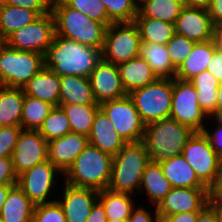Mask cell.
<instances>
[{"label":"cell","mask_w":222,"mask_h":222,"mask_svg":"<svg viewBox=\"0 0 222 222\" xmlns=\"http://www.w3.org/2000/svg\"><path fill=\"white\" fill-rule=\"evenodd\" d=\"M141 41L166 45L174 34V24L153 19L135 18Z\"/></svg>","instance_id":"35"},{"label":"cell","mask_w":222,"mask_h":222,"mask_svg":"<svg viewBox=\"0 0 222 222\" xmlns=\"http://www.w3.org/2000/svg\"><path fill=\"white\" fill-rule=\"evenodd\" d=\"M173 79L159 78L147 86L133 90L132 98L143 123L170 118Z\"/></svg>","instance_id":"7"},{"label":"cell","mask_w":222,"mask_h":222,"mask_svg":"<svg viewBox=\"0 0 222 222\" xmlns=\"http://www.w3.org/2000/svg\"><path fill=\"white\" fill-rule=\"evenodd\" d=\"M31 222H66L65 214L57 201L35 205Z\"/></svg>","instance_id":"41"},{"label":"cell","mask_w":222,"mask_h":222,"mask_svg":"<svg viewBox=\"0 0 222 222\" xmlns=\"http://www.w3.org/2000/svg\"><path fill=\"white\" fill-rule=\"evenodd\" d=\"M88 140L91 145L112 157L126 144L114 129L112 121L101 109L95 114Z\"/></svg>","instance_id":"20"},{"label":"cell","mask_w":222,"mask_h":222,"mask_svg":"<svg viewBox=\"0 0 222 222\" xmlns=\"http://www.w3.org/2000/svg\"><path fill=\"white\" fill-rule=\"evenodd\" d=\"M127 193H117L104 189L99 191L98 200L102 203L106 211L107 219L128 220L135 207L134 198Z\"/></svg>","instance_id":"33"},{"label":"cell","mask_w":222,"mask_h":222,"mask_svg":"<svg viewBox=\"0 0 222 222\" xmlns=\"http://www.w3.org/2000/svg\"><path fill=\"white\" fill-rule=\"evenodd\" d=\"M209 118L212 117L214 120H216V125H219L222 127V109H216L210 116Z\"/></svg>","instance_id":"56"},{"label":"cell","mask_w":222,"mask_h":222,"mask_svg":"<svg viewBox=\"0 0 222 222\" xmlns=\"http://www.w3.org/2000/svg\"><path fill=\"white\" fill-rule=\"evenodd\" d=\"M56 35L102 51L107 26L67 6L62 0H52Z\"/></svg>","instance_id":"2"},{"label":"cell","mask_w":222,"mask_h":222,"mask_svg":"<svg viewBox=\"0 0 222 222\" xmlns=\"http://www.w3.org/2000/svg\"><path fill=\"white\" fill-rule=\"evenodd\" d=\"M53 107L46 101L25 95L21 116L22 129L38 130Z\"/></svg>","instance_id":"36"},{"label":"cell","mask_w":222,"mask_h":222,"mask_svg":"<svg viewBox=\"0 0 222 222\" xmlns=\"http://www.w3.org/2000/svg\"><path fill=\"white\" fill-rule=\"evenodd\" d=\"M149 0H133L136 7L139 9L143 4H145Z\"/></svg>","instance_id":"59"},{"label":"cell","mask_w":222,"mask_h":222,"mask_svg":"<svg viewBox=\"0 0 222 222\" xmlns=\"http://www.w3.org/2000/svg\"><path fill=\"white\" fill-rule=\"evenodd\" d=\"M55 30V18L50 11L41 15L34 22L14 31L5 40L11 48L23 51H32L45 55L52 45Z\"/></svg>","instance_id":"12"},{"label":"cell","mask_w":222,"mask_h":222,"mask_svg":"<svg viewBox=\"0 0 222 222\" xmlns=\"http://www.w3.org/2000/svg\"><path fill=\"white\" fill-rule=\"evenodd\" d=\"M217 109H222V83L218 87Z\"/></svg>","instance_id":"58"},{"label":"cell","mask_w":222,"mask_h":222,"mask_svg":"<svg viewBox=\"0 0 222 222\" xmlns=\"http://www.w3.org/2000/svg\"><path fill=\"white\" fill-rule=\"evenodd\" d=\"M182 155L199 180L209 189L220 174L222 161L202 132L192 135L184 146Z\"/></svg>","instance_id":"9"},{"label":"cell","mask_w":222,"mask_h":222,"mask_svg":"<svg viewBox=\"0 0 222 222\" xmlns=\"http://www.w3.org/2000/svg\"><path fill=\"white\" fill-rule=\"evenodd\" d=\"M108 17L113 22H132L138 15V8L133 0H101Z\"/></svg>","instance_id":"39"},{"label":"cell","mask_w":222,"mask_h":222,"mask_svg":"<svg viewBox=\"0 0 222 222\" xmlns=\"http://www.w3.org/2000/svg\"><path fill=\"white\" fill-rule=\"evenodd\" d=\"M197 222H219L216 211L209 203L199 211Z\"/></svg>","instance_id":"51"},{"label":"cell","mask_w":222,"mask_h":222,"mask_svg":"<svg viewBox=\"0 0 222 222\" xmlns=\"http://www.w3.org/2000/svg\"><path fill=\"white\" fill-rule=\"evenodd\" d=\"M140 33L134 21L113 22L105 33L102 59L119 65L140 55Z\"/></svg>","instance_id":"8"},{"label":"cell","mask_w":222,"mask_h":222,"mask_svg":"<svg viewBox=\"0 0 222 222\" xmlns=\"http://www.w3.org/2000/svg\"><path fill=\"white\" fill-rule=\"evenodd\" d=\"M22 130L21 126H4L0 129V157L12 156Z\"/></svg>","instance_id":"42"},{"label":"cell","mask_w":222,"mask_h":222,"mask_svg":"<svg viewBox=\"0 0 222 222\" xmlns=\"http://www.w3.org/2000/svg\"><path fill=\"white\" fill-rule=\"evenodd\" d=\"M64 185L63 196L56 201L65 214L66 222H86L93 205L98 201L99 191L67 183Z\"/></svg>","instance_id":"18"},{"label":"cell","mask_w":222,"mask_h":222,"mask_svg":"<svg viewBox=\"0 0 222 222\" xmlns=\"http://www.w3.org/2000/svg\"><path fill=\"white\" fill-rule=\"evenodd\" d=\"M35 205L16 184L3 203L0 217L3 222H31Z\"/></svg>","instance_id":"26"},{"label":"cell","mask_w":222,"mask_h":222,"mask_svg":"<svg viewBox=\"0 0 222 222\" xmlns=\"http://www.w3.org/2000/svg\"><path fill=\"white\" fill-rule=\"evenodd\" d=\"M106 222H127V220H114V219H107Z\"/></svg>","instance_id":"60"},{"label":"cell","mask_w":222,"mask_h":222,"mask_svg":"<svg viewBox=\"0 0 222 222\" xmlns=\"http://www.w3.org/2000/svg\"><path fill=\"white\" fill-rule=\"evenodd\" d=\"M11 157L19 176L34 165L48 160V142L38 130H22Z\"/></svg>","instance_id":"14"},{"label":"cell","mask_w":222,"mask_h":222,"mask_svg":"<svg viewBox=\"0 0 222 222\" xmlns=\"http://www.w3.org/2000/svg\"><path fill=\"white\" fill-rule=\"evenodd\" d=\"M195 41L186 38L183 35L173 34L170 41L166 44L168 54L172 64L178 68L182 62L191 54Z\"/></svg>","instance_id":"40"},{"label":"cell","mask_w":222,"mask_h":222,"mask_svg":"<svg viewBox=\"0 0 222 222\" xmlns=\"http://www.w3.org/2000/svg\"><path fill=\"white\" fill-rule=\"evenodd\" d=\"M2 2L15 7L31 9L41 16L51 11L52 0H3Z\"/></svg>","instance_id":"43"},{"label":"cell","mask_w":222,"mask_h":222,"mask_svg":"<svg viewBox=\"0 0 222 222\" xmlns=\"http://www.w3.org/2000/svg\"><path fill=\"white\" fill-rule=\"evenodd\" d=\"M153 214L148 211V209L144 207H134L130 217L128 218L127 222H160V217L158 215L157 209L153 210Z\"/></svg>","instance_id":"45"},{"label":"cell","mask_w":222,"mask_h":222,"mask_svg":"<svg viewBox=\"0 0 222 222\" xmlns=\"http://www.w3.org/2000/svg\"><path fill=\"white\" fill-rule=\"evenodd\" d=\"M67 6L87 15L92 20L104 23L107 27L113 23L108 17L101 0H62Z\"/></svg>","instance_id":"38"},{"label":"cell","mask_w":222,"mask_h":222,"mask_svg":"<svg viewBox=\"0 0 222 222\" xmlns=\"http://www.w3.org/2000/svg\"><path fill=\"white\" fill-rule=\"evenodd\" d=\"M106 211L102 203L98 200L90 212L86 222H106Z\"/></svg>","instance_id":"50"},{"label":"cell","mask_w":222,"mask_h":222,"mask_svg":"<svg viewBox=\"0 0 222 222\" xmlns=\"http://www.w3.org/2000/svg\"><path fill=\"white\" fill-rule=\"evenodd\" d=\"M148 152L142 141L126 143L113 156L108 189L117 193L138 194L145 166L149 163ZM138 190V191H136Z\"/></svg>","instance_id":"5"},{"label":"cell","mask_w":222,"mask_h":222,"mask_svg":"<svg viewBox=\"0 0 222 222\" xmlns=\"http://www.w3.org/2000/svg\"><path fill=\"white\" fill-rule=\"evenodd\" d=\"M63 104H97L89 77L65 75L60 77L58 106Z\"/></svg>","instance_id":"25"},{"label":"cell","mask_w":222,"mask_h":222,"mask_svg":"<svg viewBox=\"0 0 222 222\" xmlns=\"http://www.w3.org/2000/svg\"><path fill=\"white\" fill-rule=\"evenodd\" d=\"M97 104L125 97L117 65L101 59L89 76Z\"/></svg>","instance_id":"17"},{"label":"cell","mask_w":222,"mask_h":222,"mask_svg":"<svg viewBox=\"0 0 222 222\" xmlns=\"http://www.w3.org/2000/svg\"><path fill=\"white\" fill-rule=\"evenodd\" d=\"M215 37L219 47L222 48V24L216 27Z\"/></svg>","instance_id":"57"},{"label":"cell","mask_w":222,"mask_h":222,"mask_svg":"<svg viewBox=\"0 0 222 222\" xmlns=\"http://www.w3.org/2000/svg\"><path fill=\"white\" fill-rule=\"evenodd\" d=\"M45 67L44 55L0 45V84L23 88L25 84Z\"/></svg>","instance_id":"6"},{"label":"cell","mask_w":222,"mask_h":222,"mask_svg":"<svg viewBox=\"0 0 222 222\" xmlns=\"http://www.w3.org/2000/svg\"><path fill=\"white\" fill-rule=\"evenodd\" d=\"M217 213L219 222H222V201H208Z\"/></svg>","instance_id":"55"},{"label":"cell","mask_w":222,"mask_h":222,"mask_svg":"<svg viewBox=\"0 0 222 222\" xmlns=\"http://www.w3.org/2000/svg\"><path fill=\"white\" fill-rule=\"evenodd\" d=\"M139 56L147 61L158 79L175 77L177 68L172 64L166 45L141 41Z\"/></svg>","instance_id":"28"},{"label":"cell","mask_w":222,"mask_h":222,"mask_svg":"<svg viewBox=\"0 0 222 222\" xmlns=\"http://www.w3.org/2000/svg\"><path fill=\"white\" fill-rule=\"evenodd\" d=\"M22 88L0 87V123L4 126H21L24 102Z\"/></svg>","instance_id":"29"},{"label":"cell","mask_w":222,"mask_h":222,"mask_svg":"<svg viewBox=\"0 0 222 222\" xmlns=\"http://www.w3.org/2000/svg\"><path fill=\"white\" fill-rule=\"evenodd\" d=\"M208 201H222V168L214 184L209 188Z\"/></svg>","instance_id":"52"},{"label":"cell","mask_w":222,"mask_h":222,"mask_svg":"<svg viewBox=\"0 0 222 222\" xmlns=\"http://www.w3.org/2000/svg\"><path fill=\"white\" fill-rule=\"evenodd\" d=\"M18 175L14 169L12 157H0V185H16Z\"/></svg>","instance_id":"44"},{"label":"cell","mask_w":222,"mask_h":222,"mask_svg":"<svg viewBox=\"0 0 222 222\" xmlns=\"http://www.w3.org/2000/svg\"><path fill=\"white\" fill-rule=\"evenodd\" d=\"M183 7V0H149L138 9L136 18H153L174 24Z\"/></svg>","instance_id":"32"},{"label":"cell","mask_w":222,"mask_h":222,"mask_svg":"<svg viewBox=\"0 0 222 222\" xmlns=\"http://www.w3.org/2000/svg\"><path fill=\"white\" fill-rule=\"evenodd\" d=\"M25 95L58 106L60 95V77L52 70L43 67L22 88Z\"/></svg>","instance_id":"22"},{"label":"cell","mask_w":222,"mask_h":222,"mask_svg":"<svg viewBox=\"0 0 222 222\" xmlns=\"http://www.w3.org/2000/svg\"><path fill=\"white\" fill-rule=\"evenodd\" d=\"M88 144V136L69 132L48 142V160L64 174Z\"/></svg>","instance_id":"19"},{"label":"cell","mask_w":222,"mask_h":222,"mask_svg":"<svg viewBox=\"0 0 222 222\" xmlns=\"http://www.w3.org/2000/svg\"><path fill=\"white\" fill-rule=\"evenodd\" d=\"M171 189L172 186L164 176L160 164L149 162L142 175L139 194L146 191L144 192L146 197H149V200L157 207Z\"/></svg>","instance_id":"27"},{"label":"cell","mask_w":222,"mask_h":222,"mask_svg":"<svg viewBox=\"0 0 222 222\" xmlns=\"http://www.w3.org/2000/svg\"><path fill=\"white\" fill-rule=\"evenodd\" d=\"M197 91L201 109L210 116L217 109V95L220 82L207 70L190 80Z\"/></svg>","instance_id":"31"},{"label":"cell","mask_w":222,"mask_h":222,"mask_svg":"<svg viewBox=\"0 0 222 222\" xmlns=\"http://www.w3.org/2000/svg\"><path fill=\"white\" fill-rule=\"evenodd\" d=\"M123 88L127 94L135 89L143 88L158 78L147 61L140 56L117 65Z\"/></svg>","instance_id":"23"},{"label":"cell","mask_w":222,"mask_h":222,"mask_svg":"<svg viewBox=\"0 0 222 222\" xmlns=\"http://www.w3.org/2000/svg\"><path fill=\"white\" fill-rule=\"evenodd\" d=\"M194 133L190 127L172 118L146 124L142 142L149 161L159 163L182 154L184 146Z\"/></svg>","instance_id":"3"},{"label":"cell","mask_w":222,"mask_h":222,"mask_svg":"<svg viewBox=\"0 0 222 222\" xmlns=\"http://www.w3.org/2000/svg\"><path fill=\"white\" fill-rule=\"evenodd\" d=\"M208 129L203 128L202 133L208 139L212 149L215 153L221 158L222 157V127L217 125L213 132H210Z\"/></svg>","instance_id":"46"},{"label":"cell","mask_w":222,"mask_h":222,"mask_svg":"<svg viewBox=\"0 0 222 222\" xmlns=\"http://www.w3.org/2000/svg\"><path fill=\"white\" fill-rule=\"evenodd\" d=\"M170 118L190 127L195 132H202L206 127L204 120L209 117L201 109L197 91L190 81L173 78V91Z\"/></svg>","instance_id":"10"},{"label":"cell","mask_w":222,"mask_h":222,"mask_svg":"<svg viewBox=\"0 0 222 222\" xmlns=\"http://www.w3.org/2000/svg\"><path fill=\"white\" fill-rule=\"evenodd\" d=\"M40 15L31 9H24L0 2V36L3 41L14 31L34 22Z\"/></svg>","instance_id":"30"},{"label":"cell","mask_w":222,"mask_h":222,"mask_svg":"<svg viewBox=\"0 0 222 222\" xmlns=\"http://www.w3.org/2000/svg\"><path fill=\"white\" fill-rule=\"evenodd\" d=\"M113 157L90 143L63 174L64 183L97 191L108 189Z\"/></svg>","instance_id":"4"},{"label":"cell","mask_w":222,"mask_h":222,"mask_svg":"<svg viewBox=\"0 0 222 222\" xmlns=\"http://www.w3.org/2000/svg\"><path fill=\"white\" fill-rule=\"evenodd\" d=\"M218 48L216 37L206 42L195 43L191 54L177 68L175 77L190 81L202 71L207 70L213 54Z\"/></svg>","instance_id":"21"},{"label":"cell","mask_w":222,"mask_h":222,"mask_svg":"<svg viewBox=\"0 0 222 222\" xmlns=\"http://www.w3.org/2000/svg\"><path fill=\"white\" fill-rule=\"evenodd\" d=\"M4 41H3V39L1 38V36H0V45L3 43Z\"/></svg>","instance_id":"61"},{"label":"cell","mask_w":222,"mask_h":222,"mask_svg":"<svg viewBox=\"0 0 222 222\" xmlns=\"http://www.w3.org/2000/svg\"><path fill=\"white\" fill-rule=\"evenodd\" d=\"M61 107L68 117L71 132L88 136L99 104H63Z\"/></svg>","instance_id":"34"},{"label":"cell","mask_w":222,"mask_h":222,"mask_svg":"<svg viewBox=\"0 0 222 222\" xmlns=\"http://www.w3.org/2000/svg\"><path fill=\"white\" fill-rule=\"evenodd\" d=\"M216 28L209 12L203 8L184 6L174 23V34L198 42H206L215 38Z\"/></svg>","instance_id":"15"},{"label":"cell","mask_w":222,"mask_h":222,"mask_svg":"<svg viewBox=\"0 0 222 222\" xmlns=\"http://www.w3.org/2000/svg\"><path fill=\"white\" fill-rule=\"evenodd\" d=\"M208 12L215 28L222 24V0H211Z\"/></svg>","instance_id":"49"},{"label":"cell","mask_w":222,"mask_h":222,"mask_svg":"<svg viewBox=\"0 0 222 222\" xmlns=\"http://www.w3.org/2000/svg\"><path fill=\"white\" fill-rule=\"evenodd\" d=\"M58 174L63 175L51 161L46 160L20 174L17 185L34 205L51 203L56 201L48 197L52 195L51 191L54 192V185L57 183L55 176Z\"/></svg>","instance_id":"13"},{"label":"cell","mask_w":222,"mask_h":222,"mask_svg":"<svg viewBox=\"0 0 222 222\" xmlns=\"http://www.w3.org/2000/svg\"><path fill=\"white\" fill-rule=\"evenodd\" d=\"M207 71H209L220 83H222V48H218L210 61Z\"/></svg>","instance_id":"47"},{"label":"cell","mask_w":222,"mask_h":222,"mask_svg":"<svg viewBox=\"0 0 222 222\" xmlns=\"http://www.w3.org/2000/svg\"><path fill=\"white\" fill-rule=\"evenodd\" d=\"M164 176L175 188H207L182 154L159 162Z\"/></svg>","instance_id":"24"},{"label":"cell","mask_w":222,"mask_h":222,"mask_svg":"<svg viewBox=\"0 0 222 222\" xmlns=\"http://www.w3.org/2000/svg\"><path fill=\"white\" fill-rule=\"evenodd\" d=\"M208 188H175L156 207L159 216L183 212H199L209 199Z\"/></svg>","instance_id":"16"},{"label":"cell","mask_w":222,"mask_h":222,"mask_svg":"<svg viewBox=\"0 0 222 222\" xmlns=\"http://www.w3.org/2000/svg\"><path fill=\"white\" fill-rule=\"evenodd\" d=\"M38 131L47 142L71 132L68 117L62 107L54 106Z\"/></svg>","instance_id":"37"},{"label":"cell","mask_w":222,"mask_h":222,"mask_svg":"<svg viewBox=\"0 0 222 222\" xmlns=\"http://www.w3.org/2000/svg\"><path fill=\"white\" fill-rule=\"evenodd\" d=\"M14 185H0V212L3 206L4 201L7 198V195L9 193V190L13 187Z\"/></svg>","instance_id":"54"},{"label":"cell","mask_w":222,"mask_h":222,"mask_svg":"<svg viewBox=\"0 0 222 222\" xmlns=\"http://www.w3.org/2000/svg\"><path fill=\"white\" fill-rule=\"evenodd\" d=\"M199 212H183L168 216H159L160 222H197Z\"/></svg>","instance_id":"48"},{"label":"cell","mask_w":222,"mask_h":222,"mask_svg":"<svg viewBox=\"0 0 222 222\" xmlns=\"http://www.w3.org/2000/svg\"><path fill=\"white\" fill-rule=\"evenodd\" d=\"M184 6L203 8L208 10L211 0H183Z\"/></svg>","instance_id":"53"},{"label":"cell","mask_w":222,"mask_h":222,"mask_svg":"<svg viewBox=\"0 0 222 222\" xmlns=\"http://www.w3.org/2000/svg\"><path fill=\"white\" fill-rule=\"evenodd\" d=\"M99 106L126 143L142 141L145 124L128 94L125 97L101 103Z\"/></svg>","instance_id":"11"},{"label":"cell","mask_w":222,"mask_h":222,"mask_svg":"<svg viewBox=\"0 0 222 222\" xmlns=\"http://www.w3.org/2000/svg\"><path fill=\"white\" fill-rule=\"evenodd\" d=\"M101 59V50L56 34L52 45L44 55L45 67L59 77L65 75L89 77Z\"/></svg>","instance_id":"1"}]
</instances>
